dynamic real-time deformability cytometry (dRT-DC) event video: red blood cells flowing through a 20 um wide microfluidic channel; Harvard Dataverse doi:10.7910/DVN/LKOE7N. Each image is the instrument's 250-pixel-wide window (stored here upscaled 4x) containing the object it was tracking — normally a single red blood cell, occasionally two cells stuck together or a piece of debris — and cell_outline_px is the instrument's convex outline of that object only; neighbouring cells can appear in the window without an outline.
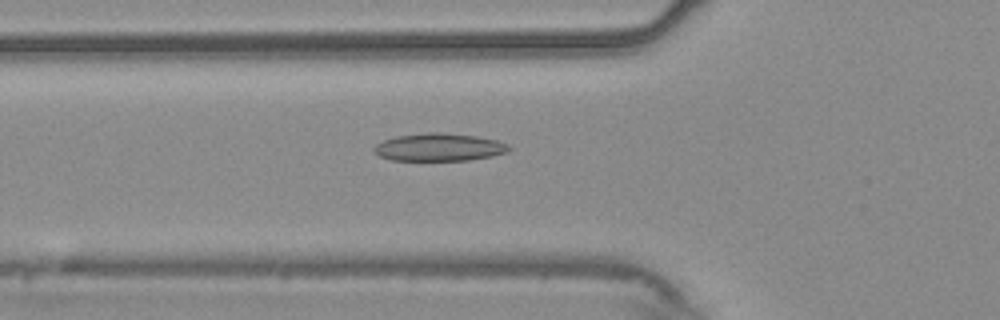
{"species": "common noctule bat (a hibernating species)", "species_latin": "Nyctalus noctula", "temperature_condition": "warm", "stored_images_in_passage": 40, "camera_frame_rate_fps": 3000, "um_per_image_px": 0.085, "animal": {"sex": "male", "body_mass_g": 20.4}, "frame": {"image": 1, "passage_image": 5, "time_ms": 1.333, "image_size_px": [1000, 320], "cell_outline_px": [[512, 148], [508, 152], [492, 156], [468, 160], [392, 160], [380, 156], [372, 148], [376, 144], [384, 140], [396, 136], [428, 132], [436, 132], [476, 136], [496, 140], [508, 144]], "centroid_in_image_um": [37.34, 12.51], "position_along_channel_um": 88.5, "area_um2": 21.68}}
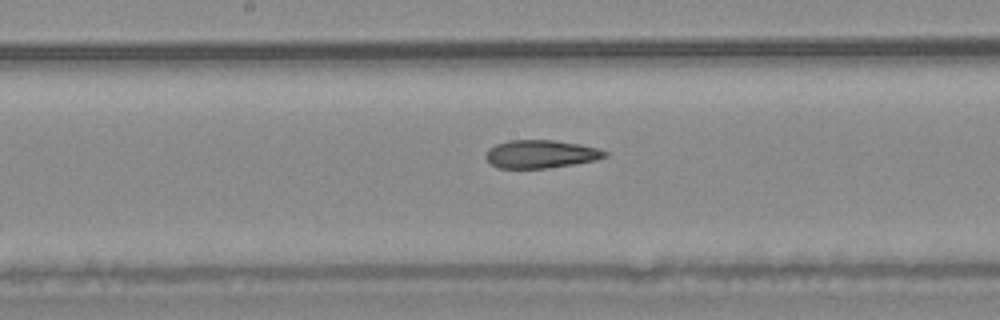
{"frame": {"image": 2, "passage_image": 14, "time_ms": 4.333, "image_size_px": [1000, 320], "cell_outline_px": [[608, 156], [596, 160], [548, 168], [496, 168], [484, 156], [488, 148], [496, 144], [508, 140], [552, 140], [580, 144], [596, 148], [608, 152]], "centroid_in_image_um": [45.94, 13.09], "position_along_channel_um": 202.3, "area_um2": 19.48}}
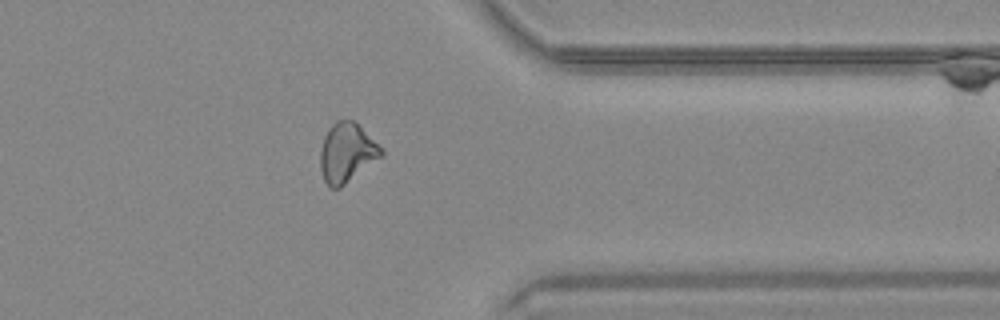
{"frame": {"image": 3, "passage_image": 29, "time_ms": 9.333, "image_size_px": [1000, 320], "cell_outline_px": [[384, 156], [340, 188], [328, 188], [324, 180], [320, 168], [320, 152], [324, 136], [328, 128], [336, 120], [352, 120], [384, 152]], "centroid_in_image_um": [29.44, 13.03], "position_along_channel_um": 382.0, "area_um2": 20.87}, "authors_computed_cell_mechanics": {"area_um2": 20.1433, "velocity_mm_per_s": 3.7667, "shape_relaxation_time_tau1_ms": null, "shape_relaxation_time_tau2_ms": 4.3194, "deformation_change_tau1": null, "deformation_change_tau2": 0.1218}}